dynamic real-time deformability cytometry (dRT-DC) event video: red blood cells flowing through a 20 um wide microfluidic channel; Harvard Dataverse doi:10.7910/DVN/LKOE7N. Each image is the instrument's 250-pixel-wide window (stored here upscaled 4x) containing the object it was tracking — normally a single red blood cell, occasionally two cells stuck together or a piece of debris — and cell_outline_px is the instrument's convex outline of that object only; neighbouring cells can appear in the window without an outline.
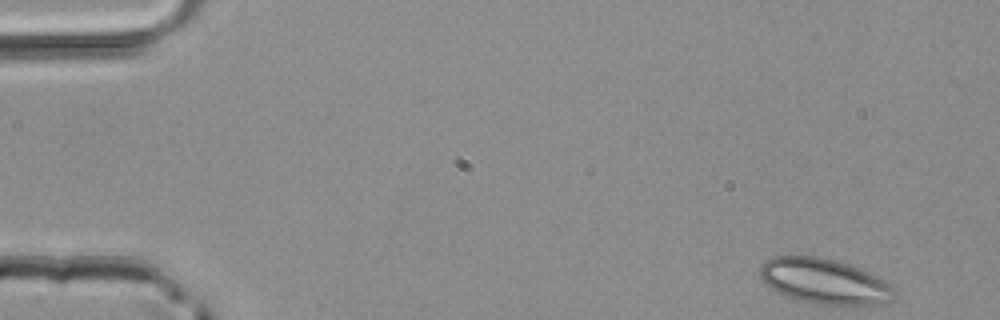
{"species": "common noctule bat (a hibernating species)", "species_latin": "Nyctalus noctula", "temperature_condition": "room temperature", "stored_images_in_passage": 44, "camera_frame_rate_fps": 3000, "um_per_image_px": 0.085, "animal": {"sex": "male", "body_mass_g": 20.4}, "frame": {"image": 1, "passage_image": 1, "time_ms": 0.0, "image_size_px": [1000, 320], "cell_outline_px": [[892, 300], [876, 304], [820, 304], [788, 296], [776, 292], [760, 276], [760, 264], [764, 260], [772, 256], [816, 256], [848, 264], [868, 272], [892, 284]], "centroid_in_image_um": [70.03, 23.88], "position_along_channel_um": 15.0, "area_um2": 34.68}}
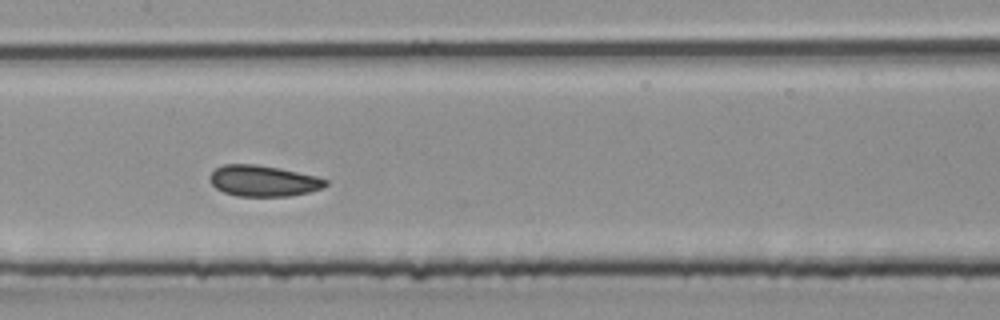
{"frame": {"image": 2, "passage_image": 21, "time_ms": 6.667, "image_size_px": [1000, 320], "cell_outline_px": [[328, 184], [320, 188], [308, 192], [288, 196], [236, 196], [224, 192], [216, 188], [208, 180], [208, 176], [216, 168], [224, 164], [256, 164], [280, 168], [316, 176], [328, 180]], "centroid_in_image_um": [22.34, 15.37], "position_along_channel_um": 185.1, "area_um2": 20.92}}
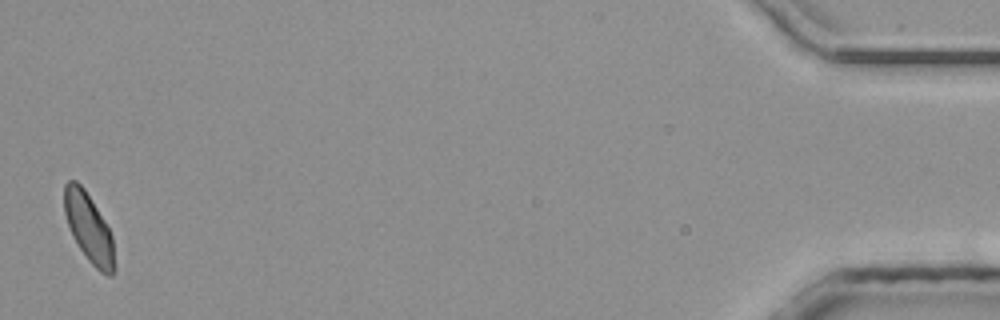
{"frame": {"image": 3, "passage_image": 44, "time_ms": 14.333, "image_size_px": [1000, 320], "cell_outline_px": [[116, 272], [112, 276], [108, 276], [100, 272], [88, 260], [72, 236], [64, 212], [64, 184], [68, 180], [76, 180], [84, 188], [104, 220], [112, 236], [116, 264]], "centroid_in_image_um": [7.57, 19.41], "position_along_channel_um": 427.6, "area_um2": 20.23}}